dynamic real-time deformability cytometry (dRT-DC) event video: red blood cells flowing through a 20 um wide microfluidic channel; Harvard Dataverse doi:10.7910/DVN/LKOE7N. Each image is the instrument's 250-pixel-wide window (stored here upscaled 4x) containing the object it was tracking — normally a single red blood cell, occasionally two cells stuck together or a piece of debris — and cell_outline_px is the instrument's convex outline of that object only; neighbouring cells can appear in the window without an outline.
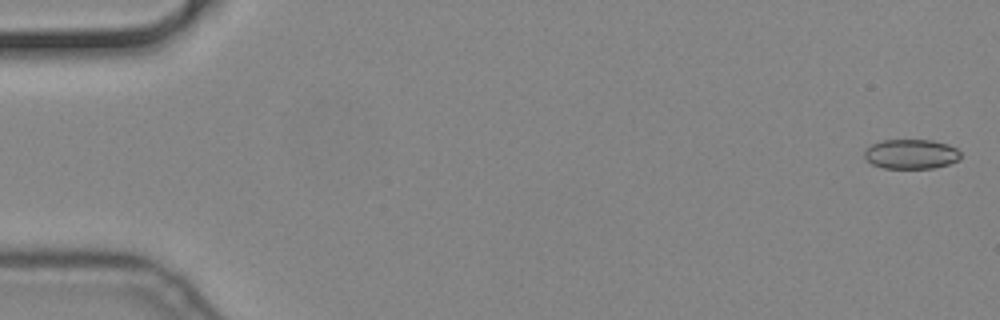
{"species": "common noctule bat (a hibernating species)", "species_latin": "Nyctalus noctula", "temperature_condition": "cold", "stored_images_in_passage": 15, "camera_frame_rate_fps": 3000, "um_per_image_px": 0.085, "animal": {"sex": "male", "body_mass_g": 19.2, "forearm_length_mm": 51.8}, "frame": {"image": 1, "passage_image": 2, "time_ms": 0.333, "image_size_px": [1000, 320], "cell_outline_px": [[960, 156], [956, 160], [948, 164], [932, 168], [884, 168], [872, 164], [864, 156], [864, 152], [872, 144], [884, 140], [932, 140], [948, 144], [956, 148], [960, 152]], "centroid_in_image_um": [77.44, 13.09], "position_along_channel_um": 7.6, "area_um2": 16.42}}